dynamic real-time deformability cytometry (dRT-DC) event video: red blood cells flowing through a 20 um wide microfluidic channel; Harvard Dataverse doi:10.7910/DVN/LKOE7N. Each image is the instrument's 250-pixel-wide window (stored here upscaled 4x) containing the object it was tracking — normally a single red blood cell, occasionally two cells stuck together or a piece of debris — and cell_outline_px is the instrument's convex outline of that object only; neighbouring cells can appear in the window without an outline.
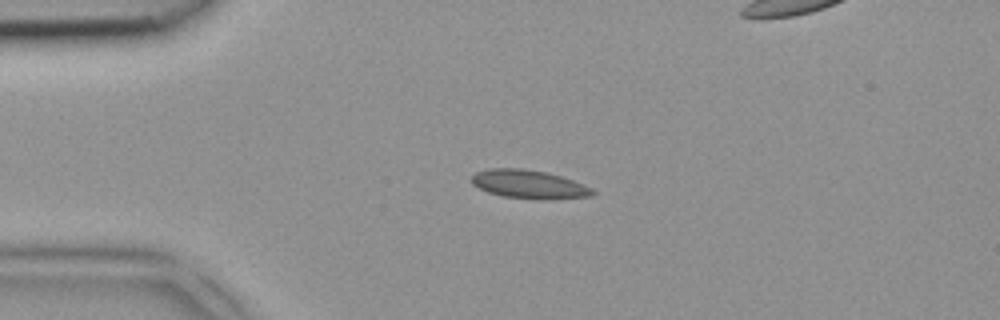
{"species": "common noctule bat (a hibernating species)", "species_latin": "Nyctalus noctula", "temperature_condition": "room temperature", "stored_images_in_passage": 5, "camera_frame_rate_fps": 3000, "um_per_image_px": 0.085, "animal": {"sex": "female", "body_mass_g": 18.4}, "frame": {"image": 1, "passage_image": 3, "time_ms": 0.667, "image_size_px": [1000, 320], "cell_outline_px": [[596, 192], [592, 196], [552, 200], [540, 200], [504, 196], [488, 192], [472, 184], [472, 176], [476, 172], [488, 168], [524, 168], [544, 172], [560, 176], [572, 180], [592, 188]], "centroid_in_image_um": [44.98, 15.67], "position_along_channel_um": 40.0, "area_um2": 20.17}}